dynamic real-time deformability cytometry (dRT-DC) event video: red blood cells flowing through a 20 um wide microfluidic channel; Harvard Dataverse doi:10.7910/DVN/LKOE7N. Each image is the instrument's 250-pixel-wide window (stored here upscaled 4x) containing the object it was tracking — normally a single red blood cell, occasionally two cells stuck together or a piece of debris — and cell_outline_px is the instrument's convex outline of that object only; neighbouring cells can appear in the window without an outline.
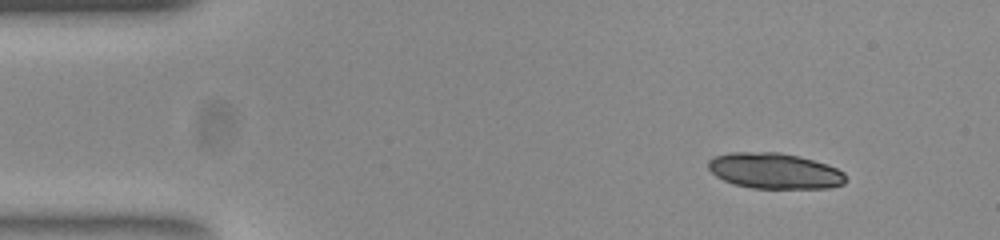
{"species": "common noctule bat (a hibernating species)", "species_latin": "Nyctalus noctula", "temperature_condition": "room temperature", "stored_images_in_passage": 8, "segment_of_instrument_passage": [2, 2], "camera_frame_rate_fps": 3000, "um_per_image_px": 0.085, "animal": {"sex": "female", "body_mass_g": 23.0, "forearm_length_mm": 53.4}, "frame": {"image": 1, "passage_image": 8, "time_ms": 2.333, "image_size_px": [1000, 240], "cell_outline_px": [[844, 184], [828, 188], [752, 188], [736, 184], [724, 180], [716, 176], [708, 168], [708, 160], [712, 156], [728, 152], [780, 152], [800, 156], [828, 164], [844, 172]], "centroid_in_image_um": [65.82, 14.51], "position_along_channel_um": 19.2, "area_um2": 28.73}}